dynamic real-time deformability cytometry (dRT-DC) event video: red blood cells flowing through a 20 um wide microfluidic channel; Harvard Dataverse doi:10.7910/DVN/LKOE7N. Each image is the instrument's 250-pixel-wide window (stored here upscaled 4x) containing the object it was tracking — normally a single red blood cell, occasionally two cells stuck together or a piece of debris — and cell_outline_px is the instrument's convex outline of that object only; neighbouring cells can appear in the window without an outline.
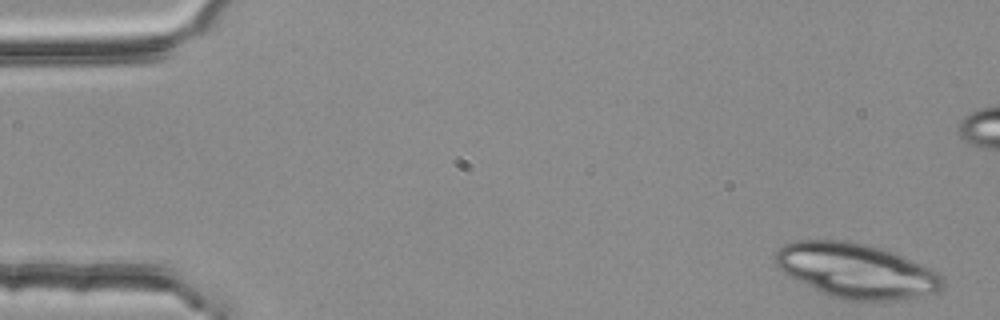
{"species": "common noctule bat (a hibernating species)", "species_latin": "Nyctalus noctula", "temperature_condition": "room temperature", "stored_images_in_passage": 5, "camera_frame_rate_fps": 3000, "um_per_image_px": 0.085, "animal": {"sex": "female", "body_mass_g": 25.1}, "frame": {"image": 1, "passage_image": 1, "time_ms": 0.0, "image_size_px": [1000, 320], "cell_outline_px": [[944, 288], [940, 292], [908, 300], [844, 300], [828, 296], [820, 292], [784, 272], [772, 260], [772, 256], [784, 244], [796, 240], [848, 240], [884, 248], [896, 252], [940, 272], [944, 276]], "centroid_in_image_um": [72.86, 23.01], "position_along_channel_um": 12.1, "area_um2": 54.22}}